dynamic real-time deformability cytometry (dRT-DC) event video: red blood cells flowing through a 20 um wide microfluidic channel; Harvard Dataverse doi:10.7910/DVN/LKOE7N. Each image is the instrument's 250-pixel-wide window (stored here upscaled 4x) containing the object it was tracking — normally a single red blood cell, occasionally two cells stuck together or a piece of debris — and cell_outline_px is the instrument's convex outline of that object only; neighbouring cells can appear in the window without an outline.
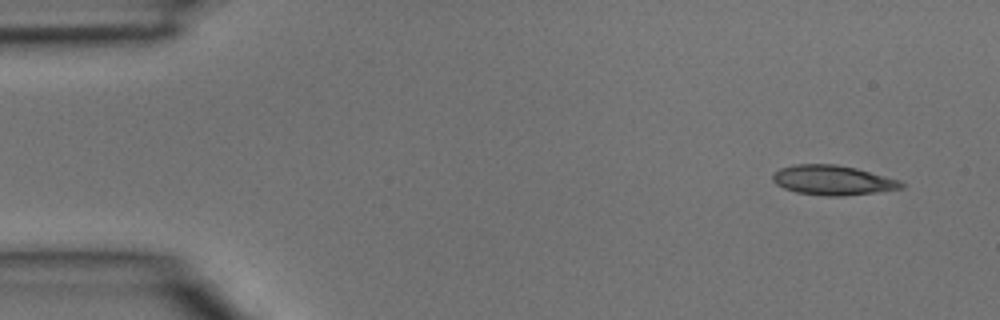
{"species": "common noctule bat (a hibernating species)", "species_latin": "Nyctalus noctula", "temperature_condition": "room temperature", "stored_images_in_passage": 4, "camera_frame_rate_fps": 3000, "um_per_image_px": 0.085, "animal": {"sex": "male", "body_mass_g": 15.6}, "frame": {"image": 1, "passage_image": 1, "time_ms": 0.0, "image_size_px": [1000, 320], "cell_outline_px": [[904, 188], [876, 192], [844, 196], [828, 196], [796, 192], [784, 188], [776, 184], [772, 180], [772, 176], [780, 168], [796, 164], [836, 164], [856, 168], [900, 180], [904, 184]], "centroid_in_image_um": [70.79, 15.31], "position_along_channel_um": 14.2, "area_um2": 22.2}}
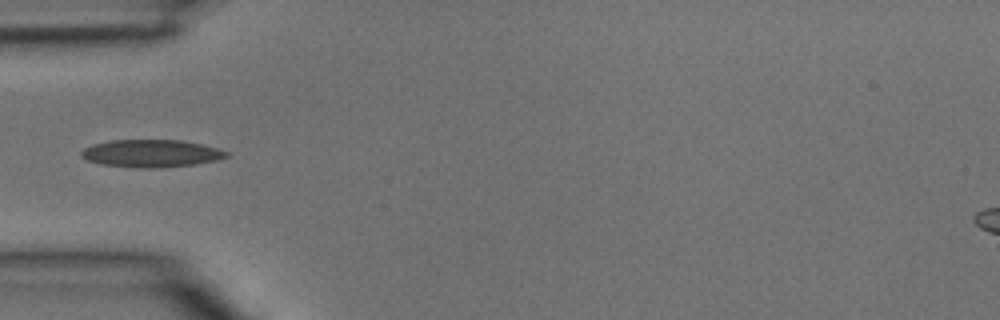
{"frame": {"image": 2, "passage_image": 4, "time_ms": 1.0, "image_size_px": [1000, 320], "cell_outline_px": [[232, 156], [216, 160], [196, 164], [160, 168], [140, 168], [104, 164], [88, 160], [80, 156], [80, 152], [84, 148], [92, 144], [112, 140], [180, 140], [200, 144], [216, 148], [228, 152]], "centroid_in_image_um": [12.87, 13.04], "position_along_channel_um": 72.1, "area_um2": 23.24}}